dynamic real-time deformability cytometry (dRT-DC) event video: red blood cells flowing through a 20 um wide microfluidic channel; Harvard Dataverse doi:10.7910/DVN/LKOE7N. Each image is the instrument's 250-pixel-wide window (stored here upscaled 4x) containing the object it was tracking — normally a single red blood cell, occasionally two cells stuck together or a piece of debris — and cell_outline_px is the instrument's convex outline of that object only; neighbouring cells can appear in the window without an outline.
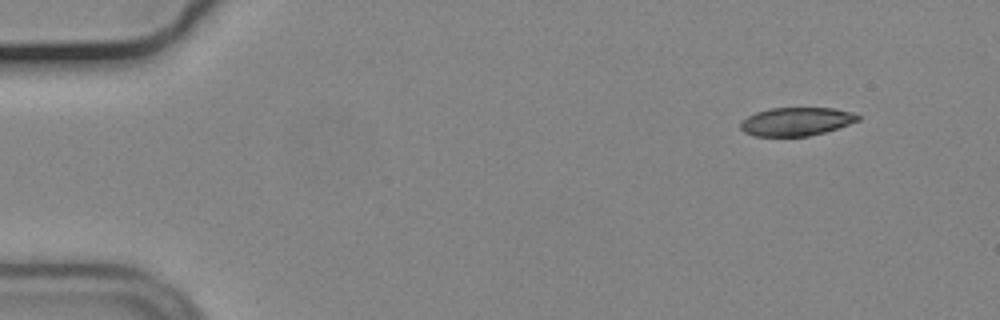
{"species": "common noctule bat (a hibernating species)", "species_latin": "Nyctalus noctula", "temperature_condition": "cold", "stored_images_in_passage": 51, "camera_frame_rate_fps": 3000, "um_per_image_px": 0.085, "animal": {"sex": "male", "body_mass_g": 19.2, "forearm_length_mm": 51.8}, "frame": {"image": 1, "passage_image": 1, "time_ms": 0.0, "image_size_px": [1000, 320], "cell_outline_px": [[860, 120], [824, 132], [808, 136], [756, 136], [744, 132], [740, 128], [740, 124], [748, 116], [756, 112], [772, 108], [832, 108], [852, 112], [860, 116]], "centroid_in_image_um": [67.68, 10.33], "position_along_channel_um": 17.3, "area_um2": 19.19}}
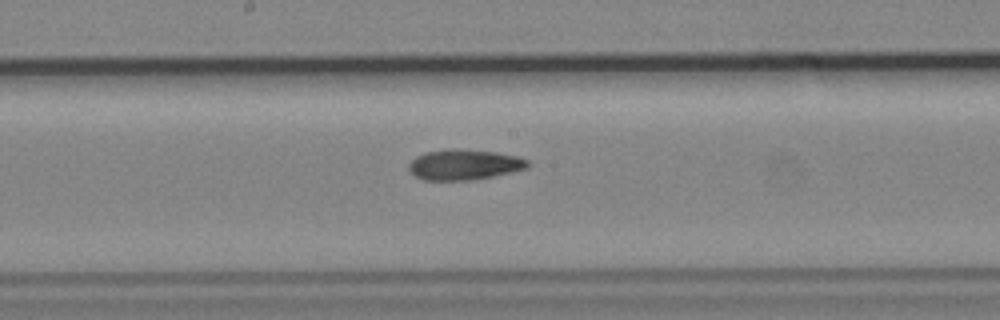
{"frame": {"image": 2, "passage_image": 25, "time_ms": 8.0, "image_size_px": [1000, 320], "cell_outline_px": [[532, 164], [528, 168], [512, 172], [472, 180], [424, 180], [416, 176], [408, 168], [408, 164], [416, 156], [424, 152], [452, 148], [496, 152], [516, 156], [528, 160]], "centroid_in_image_um": [39.47, 13.99], "position_along_channel_um": 208.7, "area_um2": 21.15}}
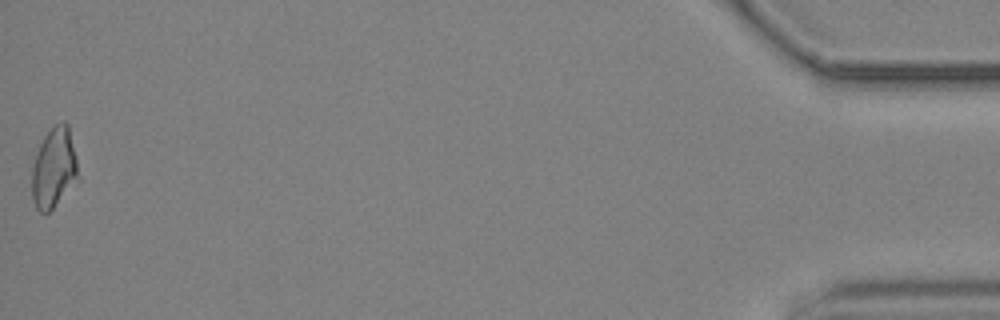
{"frame": {"image": 3, "passage_image": 51, "time_ms": 16.667, "image_size_px": [1000, 320], "cell_outline_px": [[80, 180], [48, 212], [40, 212], [36, 208], [32, 200], [32, 164], [36, 152], [44, 136], [56, 124], [64, 120], [68, 124], [76, 160]], "centroid_in_image_um": [4.59, 14.29], "position_along_channel_um": 430.6, "area_um2": 21.68}}